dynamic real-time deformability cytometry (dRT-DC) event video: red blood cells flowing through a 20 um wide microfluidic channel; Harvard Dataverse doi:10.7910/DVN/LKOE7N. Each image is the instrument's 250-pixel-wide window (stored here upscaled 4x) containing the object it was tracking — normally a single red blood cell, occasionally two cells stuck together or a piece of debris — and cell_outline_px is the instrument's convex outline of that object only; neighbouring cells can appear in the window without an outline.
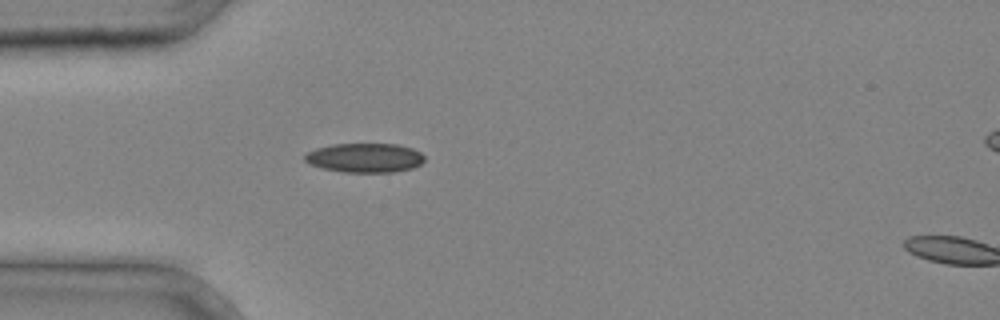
{"species": "common noctule bat (a hibernating species)", "species_latin": "Nyctalus noctula", "temperature_condition": "cold", "stored_images_in_passage": 2, "camera_frame_rate_fps": 3000, "um_per_image_px": 0.085, "animal": {"sex": "male", "body_mass_g": 20.4}, "frame": {"image": 1, "passage_image": 1, "time_ms": 0.0, "image_size_px": [1000, 320], "cell_outline_px": [[424, 160], [420, 164], [412, 168], [392, 172], [344, 172], [320, 168], [308, 164], [304, 160], [304, 156], [308, 152], [316, 148], [332, 144], [396, 144], [412, 148], [420, 152], [424, 156]], "centroid_in_image_um": [30.98, 13.41], "position_along_channel_um": 54.0, "area_um2": 20.46}}